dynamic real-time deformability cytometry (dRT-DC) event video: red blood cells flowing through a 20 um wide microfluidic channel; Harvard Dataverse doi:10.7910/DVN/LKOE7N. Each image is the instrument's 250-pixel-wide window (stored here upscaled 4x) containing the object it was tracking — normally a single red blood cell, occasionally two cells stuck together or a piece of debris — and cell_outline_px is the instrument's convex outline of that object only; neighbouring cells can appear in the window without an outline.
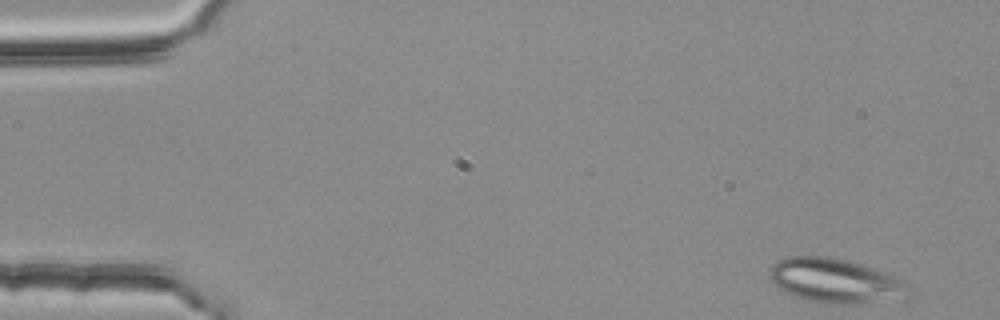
{"species": "common noctule bat (a hibernating species)", "species_latin": "Nyctalus noctula", "temperature_condition": "room temperature", "stored_images_in_passage": 3, "camera_frame_rate_fps": 3000, "um_per_image_px": 0.085, "animal": {"sex": "female", "body_mass_g": 25.1}, "frame": {"image": 1, "passage_image": 3, "time_ms": 0.667, "image_size_px": [1000, 320], "cell_outline_px": [[912, 300], [844, 304], [840, 304], [812, 300], [796, 296], [780, 288], [772, 280], [772, 264], [776, 260], [788, 256], [820, 256], [860, 264], [896, 276], [912, 284]], "centroid_in_image_um": [71.2, 23.89], "position_along_channel_um": 13.8, "area_um2": 36.01}}